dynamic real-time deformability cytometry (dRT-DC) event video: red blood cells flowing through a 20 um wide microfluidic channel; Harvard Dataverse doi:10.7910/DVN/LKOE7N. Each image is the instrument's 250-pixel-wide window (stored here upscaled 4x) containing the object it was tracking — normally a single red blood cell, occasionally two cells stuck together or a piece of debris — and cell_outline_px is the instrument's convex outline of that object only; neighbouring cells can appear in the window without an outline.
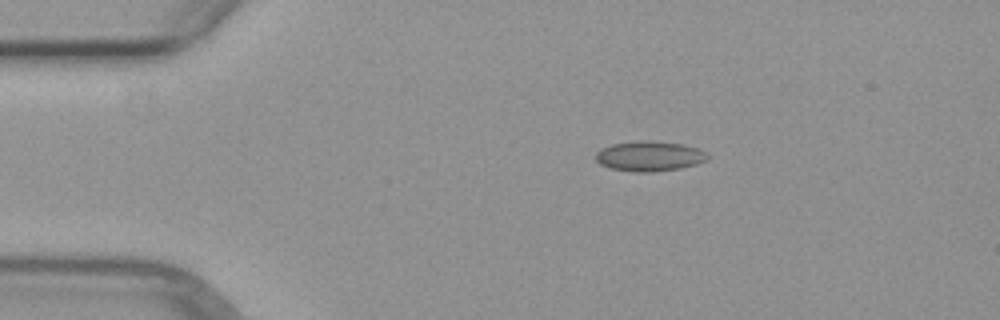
{"species": "common noctule bat (a hibernating species)", "species_latin": "Nyctalus noctula", "temperature_condition": "warm", "stored_images_in_passage": 4, "camera_frame_rate_fps": 3000, "um_per_image_px": 0.085, "animal": {"sex": "female", "body_mass_g": 29.2, "forearm_length_mm": 56.3}, "frame": {"image": 1, "passage_image": 2, "time_ms": 1.333, "image_size_px": [1000, 320], "cell_outline_px": [[708, 160], [696, 164], [680, 168], [652, 172], [636, 172], [608, 168], [600, 164], [596, 160], [596, 152], [600, 148], [612, 144], [648, 140], [680, 144], [700, 148], [708, 156]], "centroid_in_image_um": [55.18, 13.28], "position_along_channel_um": 29.8, "area_um2": 19.54}}
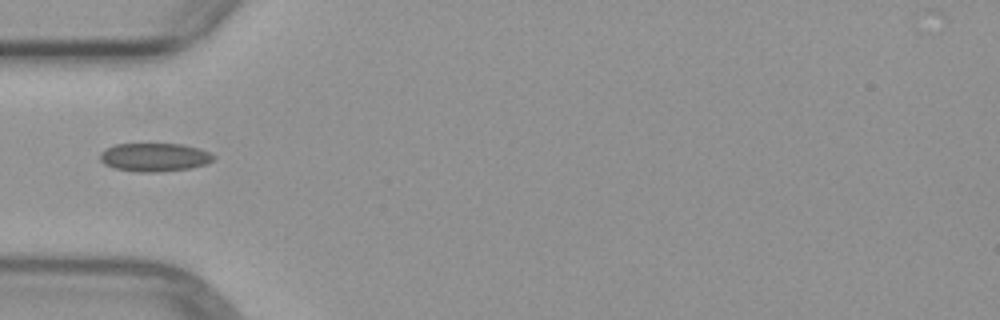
{"frame": {"image": 2, "passage_image": 4, "time_ms": 3.667, "image_size_px": [1000, 320], "cell_outline_px": [[216, 156], [208, 164], [192, 168], [160, 172], [136, 172], [112, 168], [104, 164], [100, 160], [100, 152], [104, 148], [116, 144], [184, 144], [200, 148]], "centroid_in_image_um": [13.12, 13.37], "position_along_channel_um": 71.9, "area_um2": 19.13}}